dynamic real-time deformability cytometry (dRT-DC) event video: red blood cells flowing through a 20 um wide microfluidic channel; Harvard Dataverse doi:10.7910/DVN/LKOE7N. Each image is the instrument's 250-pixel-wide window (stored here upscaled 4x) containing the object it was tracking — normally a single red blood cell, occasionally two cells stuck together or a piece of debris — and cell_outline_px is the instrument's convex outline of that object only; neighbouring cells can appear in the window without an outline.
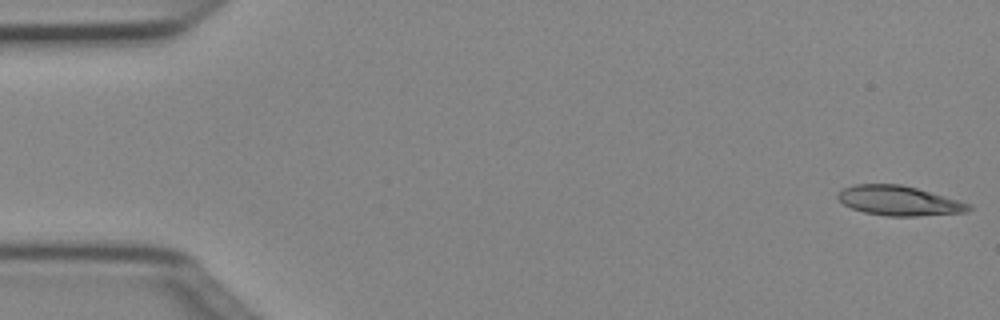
{"species": "Egyptian fruit bat (a non-hibernating species)", "species_latin": "Rousettus aegyptiacus", "temperature_condition": "cold", "stored_images_in_passage": 49, "camera_frame_rate_fps": 3000, "um_per_image_px": 0.085, "animal": {"sex": "female"}, "frame": {"image": 1, "passage_image": 1, "time_ms": 0.0, "image_size_px": [1000, 320], "cell_outline_px": [[972, 208], [964, 212], [916, 216], [888, 216], [864, 212], [852, 208], [844, 204], [836, 196], [844, 188], [852, 184], [900, 184], [916, 188], [956, 200], [968, 204]], "centroid_in_image_um": [76.35, 17.06], "position_along_channel_um": 8.6, "area_um2": 22.14}}
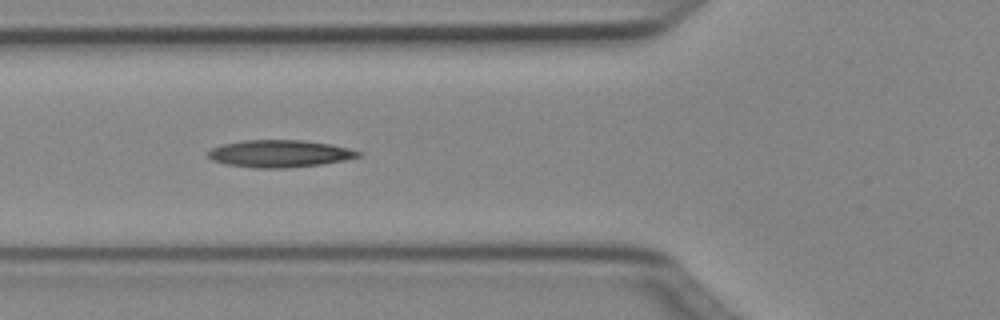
{"frame": {"image": 2, "passage_image": 18, "time_ms": 5.667, "image_size_px": [1000, 320], "cell_outline_px": [[364, 152], [360, 156], [344, 160], [320, 164], [288, 168], [256, 168], [224, 164], [212, 160], [208, 156], [208, 152], [212, 148], [224, 144], [244, 140], [304, 140], [328, 144], [348, 148]], "centroid_in_image_um": [23.77, 13.06], "position_along_channel_um": 102.0, "area_um2": 23.76}}
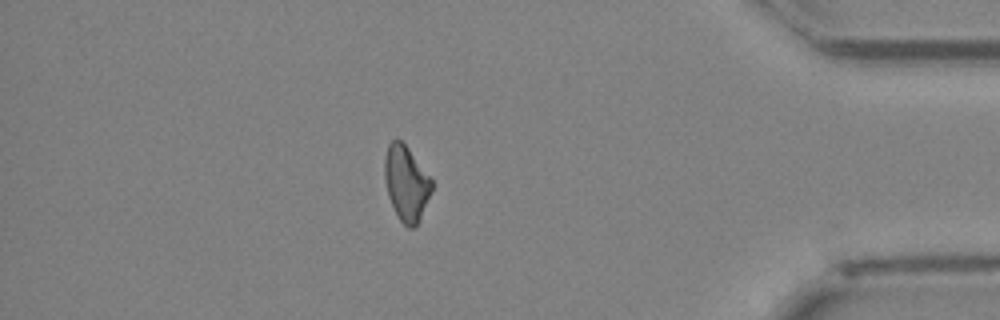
{"frame": {"image": 3, "passage_image": 43, "time_ms": 14.0, "image_size_px": [1000, 320], "cell_outline_px": [[432, 192], [416, 224], [412, 228], [408, 228], [400, 220], [388, 196], [384, 176], [384, 156], [388, 144], [392, 140], [400, 140], [408, 148], [432, 180]], "centroid_in_image_um": [34.51, 15.55], "position_along_channel_um": 400.7, "area_um2": 20.23}, "authors_computed_cell_mechanics": {"area_um2": 22.1952, "velocity_mm_per_s": 4.033, "shape_relaxation_time_tau1_ms": 8.1315, "shape_relaxation_time_tau2_ms": null, "deformation_change_tau1": 0.1991, "deformation_change_tau2": null}}